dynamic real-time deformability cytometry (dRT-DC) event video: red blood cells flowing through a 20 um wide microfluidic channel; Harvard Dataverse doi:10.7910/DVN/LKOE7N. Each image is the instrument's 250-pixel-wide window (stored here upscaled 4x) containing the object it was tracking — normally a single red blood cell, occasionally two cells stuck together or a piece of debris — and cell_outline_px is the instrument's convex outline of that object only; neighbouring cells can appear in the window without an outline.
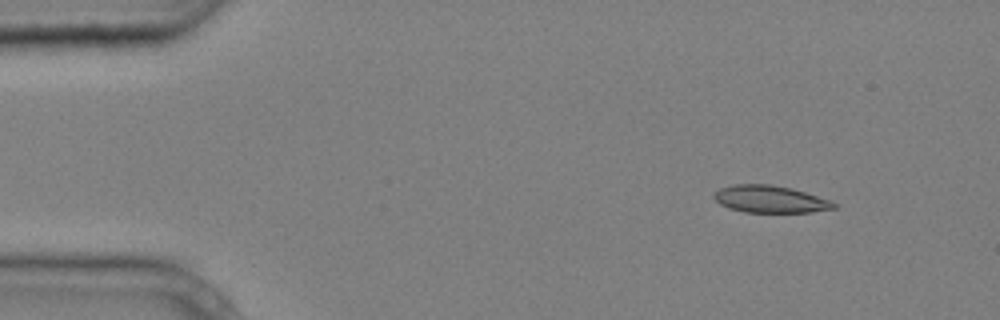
{"species": "common noctule bat (a hibernating species)", "species_latin": "Nyctalus noctula", "temperature_condition": "cold", "stored_images_in_passage": 9, "camera_frame_rate_fps": 3000, "um_per_image_px": 0.085, "animal": {"sex": "male", "body_mass_g": 20.4}, "frame": {"image": 1, "passage_image": 1, "time_ms": 0.0, "image_size_px": [1000, 320], "cell_outline_px": [[840, 204], [836, 208], [812, 212], [744, 212], [728, 208], [720, 204], [712, 196], [720, 188], [732, 184], [772, 184], [792, 188]], "centroid_in_image_um": [65.45, 16.93], "position_along_channel_um": 19.5, "area_um2": 19.02}}
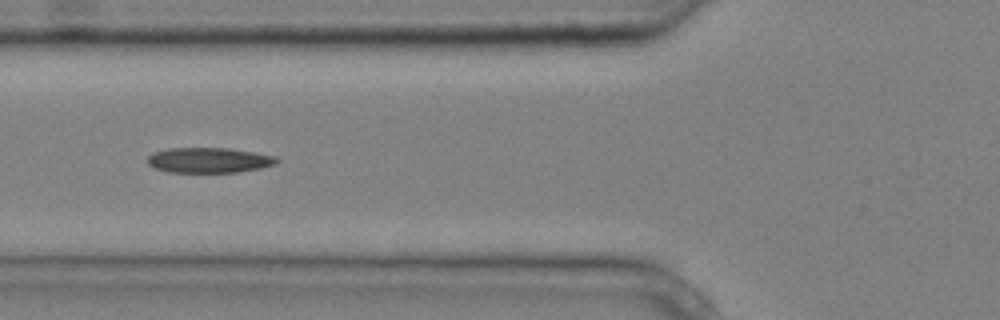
{"frame": {"image": 2, "passage_image": 4, "time_ms": 1.0, "image_size_px": [1000, 320], "cell_outline_px": [[280, 160], [276, 164], [260, 168], [240, 172], [168, 172], [152, 168], [148, 164], [148, 156], [156, 152], [168, 148], [228, 148], [276, 156]], "centroid_in_image_um": [17.77, 13.62], "position_along_channel_um": 108.0, "area_um2": 19.02}}
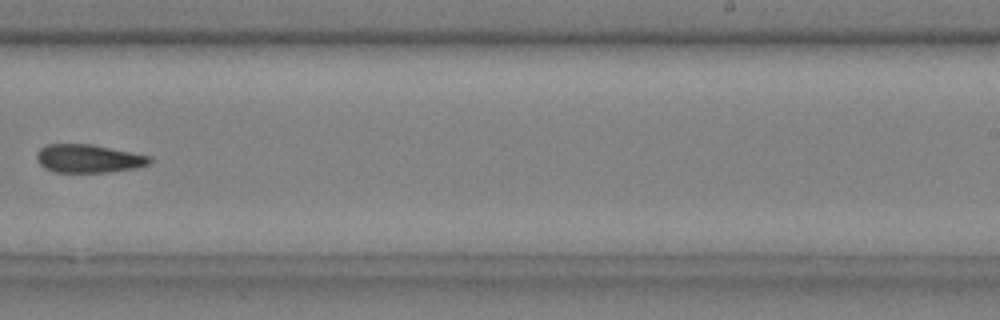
{"frame": {"image": 3, "passage_image": 8, "time_ms": 2.333, "image_size_px": [1000, 320], "cell_outline_px": [[152, 160], [148, 164], [136, 168], [108, 172], [52, 172], [44, 168], [40, 164], [36, 156], [36, 152], [40, 148], [48, 144], [88, 144], [152, 156]], "centroid_in_image_um": [7.5, 13.48], "position_along_channel_um": 281.5, "area_um2": 18.55}}